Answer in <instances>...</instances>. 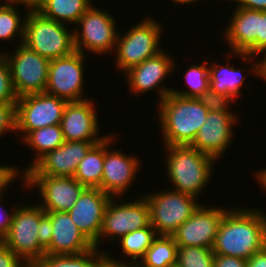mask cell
Wrapping results in <instances>:
<instances>
[{
    "label": "cell",
    "mask_w": 266,
    "mask_h": 267,
    "mask_svg": "<svg viewBox=\"0 0 266 267\" xmlns=\"http://www.w3.org/2000/svg\"><path fill=\"white\" fill-rule=\"evenodd\" d=\"M92 0H46L37 11L46 18L64 24H76L92 6Z\"/></svg>",
    "instance_id": "cb8c5ba5"
},
{
    "label": "cell",
    "mask_w": 266,
    "mask_h": 267,
    "mask_svg": "<svg viewBox=\"0 0 266 267\" xmlns=\"http://www.w3.org/2000/svg\"><path fill=\"white\" fill-rule=\"evenodd\" d=\"M12 54H7L11 78L18 97L45 92L50 61L26 45L18 44Z\"/></svg>",
    "instance_id": "8fae6325"
},
{
    "label": "cell",
    "mask_w": 266,
    "mask_h": 267,
    "mask_svg": "<svg viewBox=\"0 0 266 267\" xmlns=\"http://www.w3.org/2000/svg\"><path fill=\"white\" fill-rule=\"evenodd\" d=\"M0 267H29L12 250L0 241Z\"/></svg>",
    "instance_id": "d590c367"
},
{
    "label": "cell",
    "mask_w": 266,
    "mask_h": 267,
    "mask_svg": "<svg viewBox=\"0 0 266 267\" xmlns=\"http://www.w3.org/2000/svg\"><path fill=\"white\" fill-rule=\"evenodd\" d=\"M68 27L46 18L37 10H28L23 44L49 60L68 56L75 51L73 30Z\"/></svg>",
    "instance_id": "277c9868"
},
{
    "label": "cell",
    "mask_w": 266,
    "mask_h": 267,
    "mask_svg": "<svg viewBox=\"0 0 266 267\" xmlns=\"http://www.w3.org/2000/svg\"><path fill=\"white\" fill-rule=\"evenodd\" d=\"M100 141H65L47 152L22 176L74 177L80 161Z\"/></svg>",
    "instance_id": "e0dca14e"
},
{
    "label": "cell",
    "mask_w": 266,
    "mask_h": 267,
    "mask_svg": "<svg viewBox=\"0 0 266 267\" xmlns=\"http://www.w3.org/2000/svg\"><path fill=\"white\" fill-rule=\"evenodd\" d=\"M4 0H1L2 2ZM18 5H22L18 0H5L0 3V40L11 41L13 37H19V44L24 41L25 17L18 13ZM16 8V9H15ZM18 34V35H17Z\"/></svg>",
    "instance_id": "f546056e"
},
{
    "label": "cell",
    "mask_w": 266,
    "mask_h": 267,
    "mask_svg": "<svg viewBox=\"0 0 266 267\" xmlns=\"http://www.w3.org/2000/svg\"><path fill=\"white\" fill-rule=\"evenodd\" d=\"M229 21L227 28L222 31V37L230 45L225 60L235 55L249 65V60L253 62L258 56L259 10L235 7Z\"/></svg>",
    "instance_id": "4fadbf2b"
},
{
    "label": "cell",
    "mask_w": 266,
    "mask_h": 267,
    "mask_svg": "<svg viewBox=\"0 0 266 267\" xmlns=\"http://www.w3.org/2000/svg\"><path fill=\"white\" fill-rule=\"evenodd\" d=\"M266 51V11H259L258 55Z\"/></svg>",
    "instance_id": "60d3db41"
},
{
    "label": "cell",
    "mask_w": 266,
    "mask_h": 267,
    "mask_svg": "<svg viewBox=\"0 0 266 267\" xmlns=\"http://www.w3.org/2000/svg\"><path fill=\"white\" fill-rule=\"evenodd\" d=\"M247 267H266V246L247 260Z\"/></svg>",
    "instance_id": "7bdbcfd3"
},
{
    "label": "cell",
    "mask_w": 266,
    "mask_h": 267,
    "mask_svg": "<svg viewBox=\"0 0 266 267\" xmlns=\"http://www.w3.org/2000/svg\"><path fill=\"white\" fill-rule=\"evenodd\" d=\"M197 98L208 112H230L229 105L235 102L231 97L218 94L210 88Z\"/></svg>",
    "instance_id": "836d02e7"
},
{
    "label": "cell",
    "mask_w": 266,
    "mask_h": 267,
    "mask_svg": "<svg viewBox=\"0 0 266 267\" xmlns=\"http://www.w3.org/2000/svg\"><path fill=\"white\" fill-rule=\"evenodd\" d=\"M51 219L52 237L45 254L75 255L89 251L94 245L82 234L68 212H45Z\"/></svg>",
    "instance_id": "7402d4cb"
},
{
    "label": "cell",
    "mask_w": 266,
    "mask_h": 267,
    "mask_svg": "<svg viewBox=\"0 0 266 267\" xmlns=\"http://www.w3.org/2000/svg\"><path fill=\"white\" fill-rule=\"evenodd\" d=\"M22 141L24 144H28L27 146H29L30 149H33L36 153V157H34L33 162H31L28 167L24 168L19 175L20 177L47 152L58 148L65 142L60 124L49 125L31 131Z\"/></svg>",
    "instance_id": "484cf974"
},
{
    "label": "cell",
    "mask_w": 266,
    "mask_h": 267,
    "mask_svg": "<svg viewBox=\"0 0 266 267\" xmlns=\"http://www.w3.org/2000/svg\"><path fill=\"white\" fill-rule=\"evenodd\" d=\"M237 3V7L266 11V0H228Z\"/></svg>",
    "instance_id": "b9f144b4"
},
{
    "label": "cell",
    "mask_w": 266,
    "mask_h": 267,
    "mask_svg": "<svg viewBox=\"0 0 266 267\" xmlns=\"http://www.w3.org/2000/svg\"><path fill=\"white\" fill-rule=\"evenodd\" d=\"M164 145H190L204 124L208 110L198 98L169 93L158 103Z\"/></svg>",
    "instance_id": "7a4b0ae2"
},
{
    "label": "cell",
    "mask_w": 266,
    "mask_h": 267,
    "mask_svg": "<svg viewBox=\"0 0 266 267\" xmlns=\"http://www.w3.org/2000/svg\"><path fill=\"white\" fill-rule=\"evenodd\" d=\"M178 245L172 236H157L136 267H176Z\"/></svg>",
    "instance_id": "4316f807"
},
{
    "label": "cell",
    "mask_w": 266,
    "mask_h": 267,
    "mask_svg": "<svg viewBox=\"0 0 266 267\" xmlns=\"http://www.w3.org/2000/svg\"><path fill=\"white\" fill-rule=\"evenodd\" d=\"M172 1H174V3L175 4H177V3H179V4H183V5H185V4H191V3H198V0H172Z\"/></svg>",
    "instance_id": "c3c4849f"
},
{
    "label": "cell",
    "mask_w": 266,
    "mask_h": 267,
    "mask_svg": "<svg viewBox=\"0 0 266 267\" xmlns=\"http://www.w3.org/2000/svg\"><path fill=\"white\" fill-rule=\"evenodd\" d=\"M203 204L172 235L178 246L212 249L220 222L228 209Z\"/></svg>",
    "instance_id": "ac0fdd59"
},
{
    "label": "cell",
    "mask_w": 266,
    "mask_h": 267,
    "mask_svg": "<svg viewBox=\"0 0 266 267\" xmlns=\"http://www.w3.org/2000/svg\"><path fill=\"white\" fill-rule=\"evenodd\" d=\"M166 50H162L157 55L150 57L138 65L129 68L124 76L127 78L130 93L140 94L151 90H156L161 102L173 88H167L162 83L166 76L173 72L176 63L174 58ZM162 84V85H160Z\"/></svg>",
    "instance_id": "2e32d148"
},
{
    "label": "cell",
    "mask_w": 266,
    "mask_h": 267,
    "mask_svg": "<svg viewBox=\"0 0 266 267\" xmlns=\"http://www.w3.org/2000/svg\"><path fill=\"white\" fill-rule=\"evenodd\" d=\"M7 132L16 133V103H0V137Z\"/></svg>",
    "instance_id": "e575fe53"
},
{
    "label": "cell",
    "mask_w": 266,
    "mask_h": 267,
    "mask_svg": "<svg viewBox=\"0 0 266 267\" xmlns=\"http://www.w3.org/2000/svg\"><path fill=\"white\" fill-rule=\"evenodd\" d=\"M94 105V101L88 98L67 103L60 123L65 141H101L106 138L107 135H99Z\"/></svg>",
    "instance_id": "44dd1931"
},
{
    "label": "cell",
    "mask_w": 266,
    "mask_h": 267,
    "mask_svg": "<svg viewBox=\"0 0 266 267\" xmlns=\"http://www.w3.org/2000/svg\"><path fill=\"white\" fill-rule=\"evenodd\" d=\"M3 193H5V190L3 192L0 193V201L3 198ZM0 241H2V239L8 234L12 221H13V216L15 213L16 208L18 207V205L16 206H11L12 208H10V213L7 212L8 210H6V208H3V206L0 204Z\"/></svg>",
    "instance_id": "74e56055"
},
{
    "label": "cell",
    "mask_w": 266,
    "mask_h": 267,
    "mask_svg": "<svg viewBox=\"0 0 266 267\" xmlns=\"http://www.w3.org/2000/svg\"><path fill=\"white\" fill-rule=\"evenodd\" d=\"M97 247L75 255L45 254L33 267H98L107 253Z\"/></svg>",
    "instance_id": "83f0119b"
},
{
    "label": "cell",
    "mask_w": 266,
    "mask_h": 267,
    "mask_svg": "<svg viewBox=\"0 0 266 267\" xmlns=\"http://www.w3.org/2000/svg\"><path fill=\"white\" fill-rule=\"evenodd\" d=\"M213 262L214 267H247V260L233 256L214 254Z\"/></svg>",
    "instance_id": "ab89813d"
},
{
    "label": "cell",
    "mask_w": 266,
    "mask_h": 267,
    "mask_svg": "<svg viewBox=\"0 0 266 267\" xmlns=\"http://www.w3.org/2000/svg\"><path fill=\"white\" fill-rule=\"evenodd\" d=\"M266 246V214L257 208H231L224 214L215 242L214 254L248 260Z\"/></svg>",
    "instance_id": "6da1fadb"
},
{
    "label": "cell",
    "mask_w": 266,
    "mask_h": 267,
    "mask_svg": "<svg viewBox=\"0 0 266 267\" xmlns=\"http://www.w3.org/2000/svg\"><path fill=\"white\" fill-rule=\"evenodd\" d=\"M36 204L16 208L10 230L1 241L29 267H33L45 255L38 241L40 218L45 211Z\"/></svg>",
    "instance_id": "52a82bcc"
},
{
    "label": "cell",
    "mask_w": 266,
    "mask_h": 267,
    "mask_svg": "<svg viewBox=\"0 0 266 267\" xmlns=\"http://www.w3.org/2000/svg\"><path fill=\"white\" fill-rule=\"evenodd\" d=\"M18 168L19 167L10 165L0 166V193L6 190V188L9 187L8 185H11V183L19 177L18 174H20L22 170Z\"/></svg>",
    "instance_id": "f35d334b"
},
{
    "label": "cell",
    "mask_w": 266,
    "mask_h": 267,
    "mask_svg": "<svg viewBox=\"0 0 266 267\" xmlns=\"http://www.w3.org/2000/svg\"><path fill=\"white\" fill-rule=\"evenodd\" d=\"M241 69H236L227 63L226 66L212 62L209 66V88L218 94L231 97L235 102L241 95V87L245 78Z\"/></svg>",
    "instance_id": "603a6c76"
},
{
    "label": "cell",
    "mask_w": 266,
    "mask_h": 267,
    "mask_svg": "<svg viewBox=\"0 0 266 267\" xmlns=\"http://www.w3.org/2000/svg\"><path fill=\"white\" fill-rule=\"evenodd\" d=\"M126 262V263H125ZM98 267H132L130 262L127 263L126 260H116V258L109 253H107V257L99 264Z\"/></svg>",
    "instance_id": "f6af8a7d"
},
{
    "label": "cell",
    "mask_w": 266,
    "mask_h": 267,
    "mask_svg": "<svg viewBox=\"0 0 266 267\" xmlns=\"http://www.w3.org/2000/svg\"><path fill=\"white\" fill-rule=\"evenodd\" d=\"M18 99L8 59L5 52L0 51V103H17Z\"/></svg>",
    "instance_id": "d6a6232c"
},
{
    "label": "cell",
    "mask_w": 266,
    "mask_h": 267,
    "mask_svg": "<svg viewBox=\"0 0 266 267\" xmlns=\"http://www.w3.org/2000/svg\"><path fill=\"white\" fill-rule=\"evenodd\" d=\"M27 10H37L46 0H18Z\"/></svg>",
    "instance_id": "bcb514c9"
},
{
    "label": "cell",
    "mask_w": 266,
    "mask_h": 267,
    "mask_svg": "<svg viewBox=\"0 0 266 267\" xmlns=\"http://www.w3.org/2000/svg\"><path fill=\"white\" fill-rule=\"evenodd\" d=\"M255 175L258 184H260V187H262L263 190L266 191V169L263 168V170L258 171L257 173H255Z\"/></svg>",
    "instance_id": "7dc6e473"
},
{
    "label": "cell",
    "mask_w": 266,
    "mask_h": 267,
    "mask_svg": "<svg viewBox=\"0 0 266 267\" xmlns=\"http://www.w3.org/2000/svg\"><path fill=\"white\" fill-rule=\"evenodd\" d=\"M209 63L205 60L201 64H191L183 75L188 86V90L172 89V93L183 97H199L209 88Z\"/></svg>",
    "instance_id": "4dcf8cb0"
},
{
    "label": "cell",
    "mask_w": 266,
    "mask_h": 267,
    "mask_svg": "<svg viewBox=\"0 0 266 267\" xmlns=\"http://www.w3.org/2000/svg\"><path fill=\"white\" fill-rule=\"evenodd\" d=\"M236 115L233 112L209 111L204 124L190 146L216 160L221 158L234 138L232 128H234L235 122L237 123L238 121Z\"/></svg>",
    "instance_id": "d6986e66"
},
{
    "label": "cell",
    "mask_w": 266,
    "mask_h": 267,
    "mask_svg": "<svg viewBox=\"0 0 266 267\" xmlns=\"http://www.w3.org/2000/svg\"><path fill=\"white\" fill-rule=\"evenodd\" d=\"M85 55L74 51L68 56L52 59L45 92L68 102L85 100Z\"/></svg>",
    "instance_id": "7c38bea8"
},
{
    "label": "cell",
    "mask_w": 266,
    "mask_h": 267,
    "mask_svg": "<svg viewBox=\"0 0 266 267\" xmlns=\"http://www.w3.org/2000/svg\"><path fill=\"white\" fill-rule=\"evenodd\" d=\"M104 164V139L94 144L80 161L74 178L83 186L101 189Z\"/></svg>",
    "instance_id": "d4e9b609"
},
{
    "label": "cell",
    "mask_w": 266,
    "mask_h": 267,
    "mask_svg": "<svg viewBox=\"0 0 266 267\" xmlns=\"http://www.w3.org/2000/svg\"><path fill=\"white\" fill-rule=\"evenodd\" d=\"M38 241L39 245L46 250L50 246L52 237V224L51 219L46 215V213L40 218V223L38 227Z\"/></svg>",
    "instance_id": "8d00e7d4"
},
{
    "label": "cell",
    "mask_w": 266,
    "mask_h": 267,
    "mask_svg": "<svg viewBox=\"0 0 266 267\" xmlns=\"http://www.w3.org/2000/svg\"><path fill=\"white\" fill-rule=\"evenodd\" d=\"M261 55H264V56H262V58H263L262 61H260V62L258 61L257 63L250 64L252 66V68H250V67L248 68V69H250V71H248V73L253 74V75H257L259 78L266 81V51L263 52ZM251 71H252V73H251Z\"/></svg>",
    "instance_id": "ee69618b"
},
{
    "label": "cell",
    "mask_w": 266,
    "mask_h": 267,
    "mask_svg": "<svg viewBox=\"0 0 266 267\" xmlns=\"http://www.w3.org/2000/svg\"><path fill=\"white\" fill-rule=\"evenodd\" d=\"M111 198L99 188L86 187L68 211L72 221L93 245L98 241L104 212Z\"/></svg>",
    "instance_id": "ffe728a7"
},
{
    "label": "cell",
    "mask_w": 266,
    "mask_h": 267,
    "mask_svg": "<svg viewBox=\"0 0 266 267\" xmlns=\"http://www.w3.org/2000/svg\"><path fill=\"white\" fill-rule=\"evenodd\" d=\"M212 249L178 246L176 267H214Z\"/></svg>",
    "instance_id": "1f68e13d"
},
{
    "label": "cell",
    "mask_w": 266,
    "mask_h": 267,
    "mask_svg": "<svg viewBox=\"0 0 266 267\" xmlns=\"http://www.w3.org/2000/svg\"><path fill=\"white\" fill-rule=\"evenodd\" d=\"M109 134L104 138V164L101 182V190L111 197L124 196L128 187L131 188L136 174L139 172L140 160L134 155H126L116 149L109 150L110 144L115 142Z\"/></svg>",
    "instance_id": "9a60e30c"
},
{
    "label": "cell",
    "mask_w": 266,
    "mask_h": 267,
    "mask_svg": "<svg viewBox=\"0 0 266 267\" xmlns=\"http://www.w3.org/2000/svg\"><path fill=\"white\" fill-rule=\"evenodd\" d=\"M68 101L46 92L22 96L16 103V132L24 139L31 131L61 123Z\"/></svg>",
    "instance_id": "30bf717a"
},
{
    "label": "cell",
    "mask_w": 266,
    "mask_h": 267,
    "mask_svg": "<svg viewBox=\"0 0 266 267\" xmlns=\"http://www.w3.org/2000/svg\"><path fill=\"white\" fill-rule=\"evenodd\" d=\"M123 34L118 33L115 46L117 71L129 68L157 55L161 49L162 28L155 18L145 17ZM161 35V36H160Z\"/></svg>",
    "instance_id": "5b68a950"
},
{
    "label": "cell",
    "mask_w": 266,
    "mask_h": 267,
    "mask_svg": "<svg viewBox=\"0 0 266 267\" xmlns=\"http://www.w3.org/2000/svg\"><path fill=\"white\" fill-rule=\"evenodd\" d=\"M73 36L75 51L85 54L88 51L94 54L113 52L116 46L118 32L115 17L107 10L91 6L75 24ZM113 49V50H112Z\"/></svg>",
    "instance_id": "ba28073f"
},
{
    "label": "cell",
    "mask_w": 266,
    "mask_h": 267,
    "mask_svg": "<svg viewBox=\"0 0 266 267\" xmlns=\"http://www.w3.org/2000/svg\"><path fill=\"white\" fill-rule=\"evenodd\" d=\"M158 235L151 226L132 231L119 239V244L124 256L131 259V266L137 265L138 261L143 258L147 249L151 246L153 240Z\"/></svg>",
    "instance_id": "f1b7e54d"
},
{
    "label": "cell",
    "mask_w": 266,
    "mask_h": 267,
    "mask_svg": "<svg viewBox=\"0 0 266 267\" xmlns=\"http://www.w3.org/2000/svg\"><path fill=\"white\" fill-rule=\"evenodd\" d=\"M114 199H110L104 212L102 229L98 241L94 244L98 249L101 240H108L104 237H111L110 242H114L113 236L118 240L132 231L150 225V208L144 195L139 198L137 196V200L123 203H118V200Z\"/></svg>",
    "instance_id": "9c48e42d"
},
{
    "label": "cell",
    "mask_w": 266,
    "mask_h": 267,
    "mask_svg": "<svg viewBox=\"0 0 266 267\" xmlns=\"http://www.w3.org/2000/svg\"><path fill=\"white\" fill-rule=\"evenodd\" d=\"M164 190L144 196L150 208V224L156 234L172 236L201 204L194 196L174 190Z\"/></svg>",
    "instance_id": "8992f818"
},
{
    "label": "cell",
    "mask_w": 266,
    "mask_h": 267,
    "mask_svg": "<svg viewBox=\"0 0 266 267\" xmlns=\"http://www.w3.org/2000/svg\"><path fill=\"white\" fill-rule=\"evenodd\" d=\"M23 186L38 188L45 212H68L86 188L74 177L22 176Z\"/></svg>",
    "instance_id": "5bb4252c"
},
{
    "label": "cell",
    "mask_w": 266,
    "mask_h": 267,
    "mask_svg": "<svg viewBox=\"0 0 266 267\" xmlns=\"http://www.w3.org/2000/svg\"><path fill=\"white\" fill-rule=\"evenodd\" d=\"M167 177L174 191L198 198L210 183L216 159L190 145H164Z\"/></svg>",
    "instance_id": "3957f363"
}]
</instances>
